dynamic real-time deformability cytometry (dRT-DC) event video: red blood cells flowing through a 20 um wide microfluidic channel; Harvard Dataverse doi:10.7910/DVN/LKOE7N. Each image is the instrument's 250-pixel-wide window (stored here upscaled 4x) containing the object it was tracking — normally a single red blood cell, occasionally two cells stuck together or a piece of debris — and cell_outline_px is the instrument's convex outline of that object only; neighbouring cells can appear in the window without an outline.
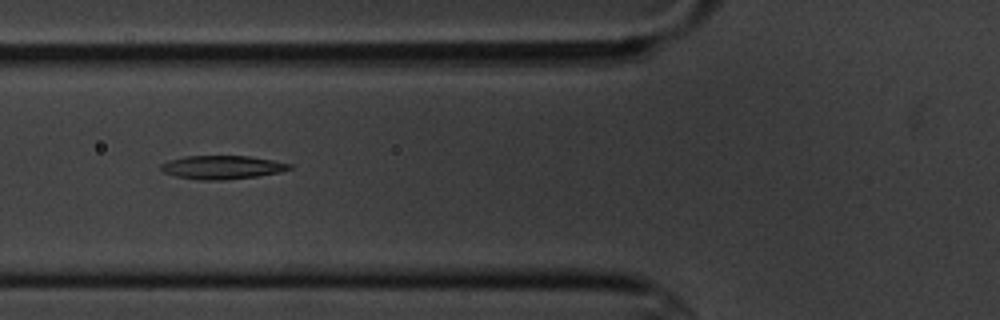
{"species": "common noctule bat (a hibernating species)", "species_latin": "Nyctalus noctula", "temperature_condition": "cold", "stored_images_in_passage": 9, "camera_frame_rate_fps": 3000, "um_per_image_px": 0.085, "animal": {"sex": "male", "body_mass_g": 20.1, "forearm_length_mm": 53.5}, "frame": {"image": 1, "passage_image": 6, "time_ms": 6.0, "image_size_px": [1000, 320], "cell_outline_px": [[292, 168], [280, 172], [256, 176], [224, 180], [200, 180], [176, 176], [164, 172], [160, 168], [160, 164], [168, 160], [184, 156], [248, 156], [272, 160], [292, 164]], "centroid_in_image_um": [18.86, 14.21], "position_along_channel_um": 106.9, "area_um2": 17.57}}
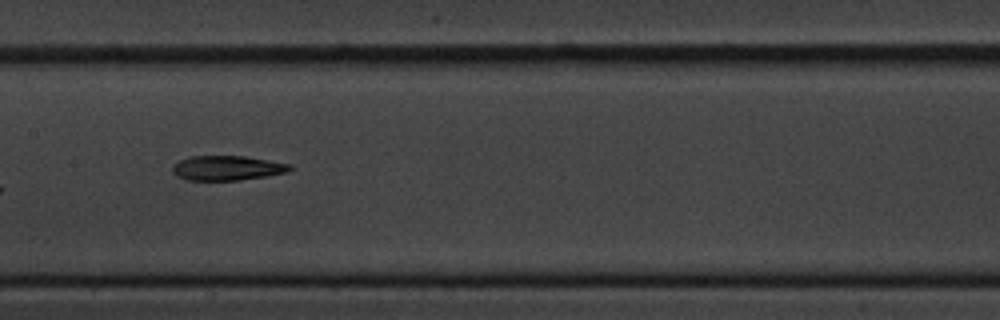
{"frame": {"image": 2, "passage_image": 8, "time_ms": 8.333, "image_size_px": [1000, 320], "cell_outline_px": [[292, 168], [288, 172], [240, 180], [188, 180], [176, 176], [172, 172], [172, 164], [188, 156], [244, 156], [292, 164]], "centroid_in_image_um": [19.27, 14.27], "position_along_channel_um": 188.1, "area_um2": 16.94}}
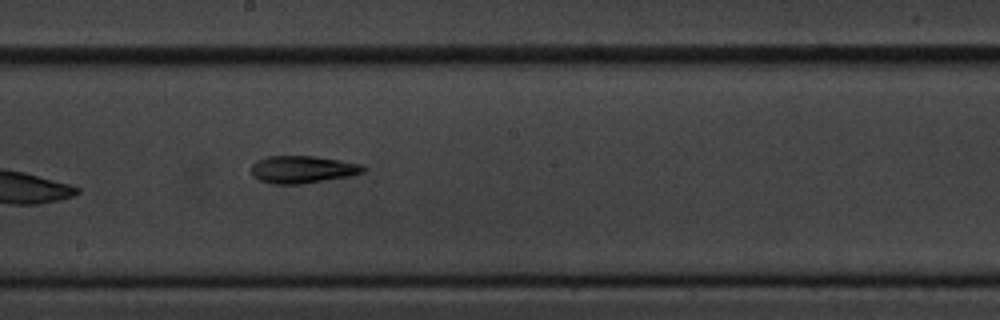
{"frame": {"image": 3, "passage_image": 9, "time_ms": 9.333, "image_size_px": [1000, 320], "cell_outline_px": [[368, 168], [364, 172], [352, 176], [304, 184], [272, 184], [260, 180], [252, 176], [252, 164], [256, 160], [268, 156], [316, 156], [364, 164]], "centroid_in_image_um": [25.77, 14.4], "position_along_channel_um": 222.4, "area_um2": 18.26}}